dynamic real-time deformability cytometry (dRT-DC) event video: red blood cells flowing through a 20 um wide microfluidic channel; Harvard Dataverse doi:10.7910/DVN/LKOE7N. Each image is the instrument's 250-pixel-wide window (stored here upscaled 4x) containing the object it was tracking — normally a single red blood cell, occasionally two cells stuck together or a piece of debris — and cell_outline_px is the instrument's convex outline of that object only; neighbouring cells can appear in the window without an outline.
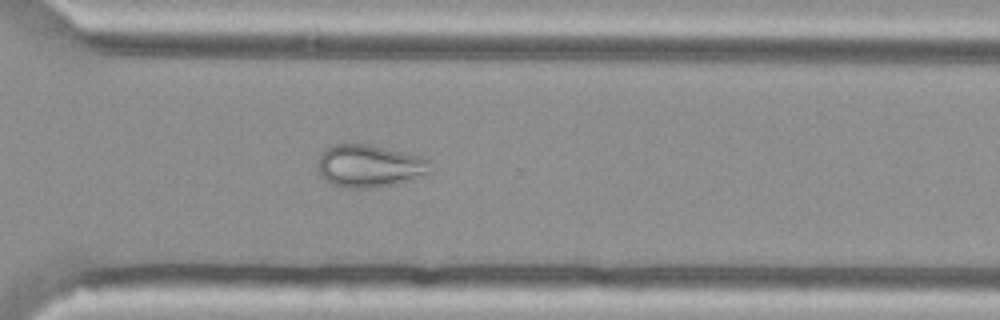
{"species": "Egyptian fruit bat (a non-hibernating species)", "species_latin": "Rousettus aegyptiacus", "temperature_condition": "cold", "stored_images_in_passage": 39, "camera_frame_rate_fps": 3000, "um_per_image_px": 0.085, "animal": {"sex": "female"}, "frame": {"image": 1, "passage_image": 24, "time_ms": 7.667, "image_size_px": [1000, 320], "cell_outline_px": [[432, 172], [392, 184], [372, 188], [348, 188], [328, 184], [320, 176], [316, 168], [320, 152], [332, 144], [344, 140], [368, 144], [420, 156], [428, 160]], "centroid_in_image_um": [31.27, 14.07], "position_along_channel_um": 339.3, "area_um2": 28.5}}